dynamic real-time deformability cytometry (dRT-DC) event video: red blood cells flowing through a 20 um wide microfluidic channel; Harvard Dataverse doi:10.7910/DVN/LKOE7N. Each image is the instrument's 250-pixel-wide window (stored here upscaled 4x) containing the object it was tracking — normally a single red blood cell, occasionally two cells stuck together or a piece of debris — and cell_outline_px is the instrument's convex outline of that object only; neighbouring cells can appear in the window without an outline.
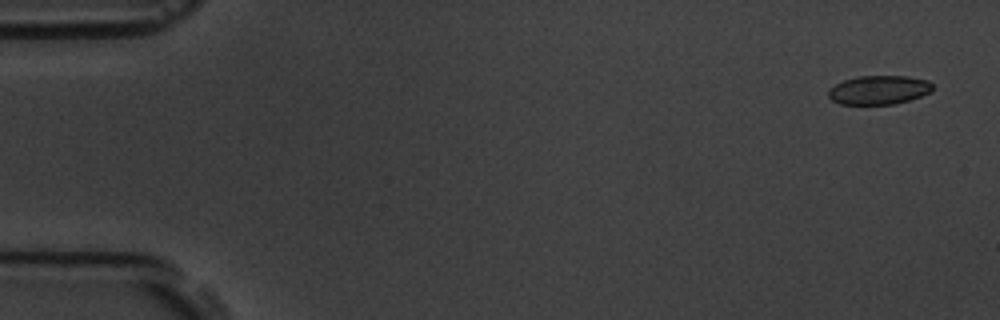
{"species": "common noctule bat (a hibernating species)", "species_latin": "Nyctalus noctula", "temperature_condition": "room temperature", "stored_images_in_passage": 8, "camera_frame_rate_fps": 3000, "um_per_image_px": 0.085, "animal": {"sex": "male", "body_mass_g": 19.5, "forearm_length_mm": 54.6}, "frame": {"image": 1, "passage_image": 1, "time_ms": 0.0, "image_size_px": [1000, 320], "cell_outline_px": [[932, 88], [928, 92], [920, 96], [908, 100], [892, 104], [840, 104], [832, 100], [828, 96], [828, 88], [844, 80], [860, 76], [908, 76], [928, 80], [932, 84]], "centroid_in_image_um": [74.67, 7.64], "position_along_channel_um": 10.3, "area_um2": 17.4}}
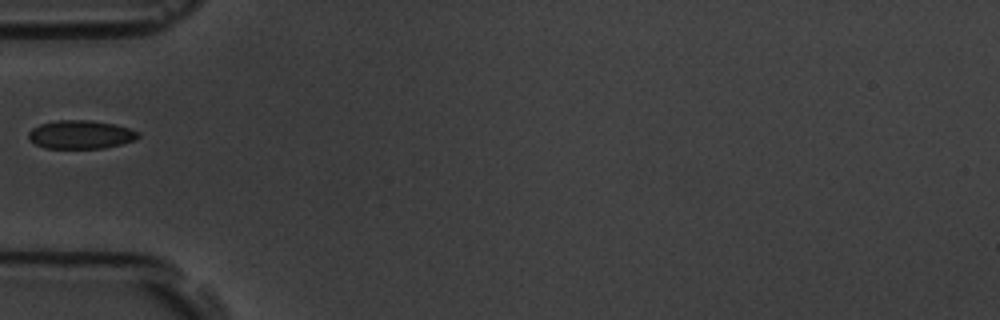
{"frame": {"image": 2, "passage_image": 5, "time_ms": 5.667, "image_size_px": [1000, 320], "cell_outline_px": [[140, 136], [136, 140], [104, 148], [44, 148], [36, 144], [28, 136], [28, 132], [32, 128], [40, 124], [56, 120], [88, 120], [116, 124], [140, 132]], "centroid_in_image_um": [6.88, 11.43], "position_along_channel_um": 78.1, "area_um2": 18.21}}
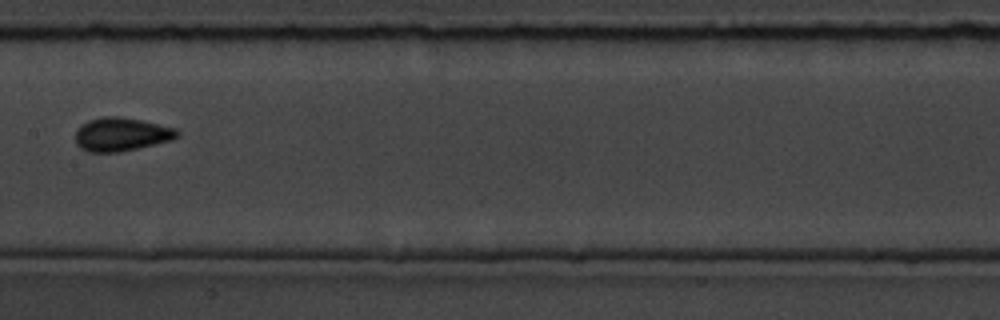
{"frame": {"image": 3, "passage_image": 8, "time_ms": 9.0, "image_size_px": [1000, 320], "cell_outline_px": [[180, 136], [172, 140], [120, 152], [88, 152], [80, 148], [76, 144], [76, 128], [80, 124], [88, 120], [104, 116], [120, 116], [160, 124], [176, 128], [180, 132]], "centroid_in_image_um": [10.31, 11.41], "position_along_channel_um": 197.1, "area_um2": 20.11}}